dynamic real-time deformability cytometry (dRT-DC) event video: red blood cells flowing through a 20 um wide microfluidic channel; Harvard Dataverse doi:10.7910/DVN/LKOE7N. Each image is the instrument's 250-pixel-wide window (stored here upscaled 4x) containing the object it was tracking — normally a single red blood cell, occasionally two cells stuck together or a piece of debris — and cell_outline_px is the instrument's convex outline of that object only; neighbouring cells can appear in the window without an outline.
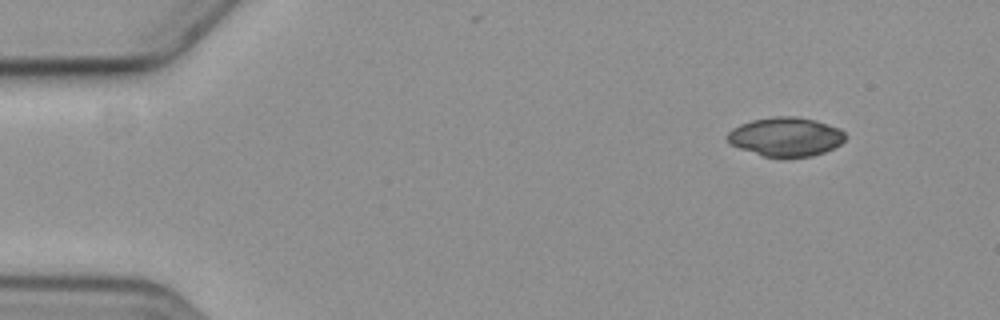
{"species": "common noctule bat (a hibernating species)", "species_latin": "Nyctalus noctula", "temperature_condition": "cold", "stored_images_in_passage": 3, "camera_frame_rate_fps": 3000, "um_per_image_px": 0.085, "animal": {"sex": "female", "body_mass_g": 19.3, "forearm_length_mm": 54.1}, "frame": {"image": 1, "passage_image": 1, "time_ms": 0.0, "image_size_px": [1000, 320], "cell_outline_px": [[848, 136], [840, 144], [824, 152], [812, 156], [788, 160], [784, 160], [764, 156], [728, 144], [724, 136], [732, 128], [740, 124], [752, 120], [772, 116], [796, 116], [816, 120], [840, 128]], "centroid_in_image_um": [66.77, 11.65], "position_along_channel_um": 18.2, "area_um2": 27.63}}